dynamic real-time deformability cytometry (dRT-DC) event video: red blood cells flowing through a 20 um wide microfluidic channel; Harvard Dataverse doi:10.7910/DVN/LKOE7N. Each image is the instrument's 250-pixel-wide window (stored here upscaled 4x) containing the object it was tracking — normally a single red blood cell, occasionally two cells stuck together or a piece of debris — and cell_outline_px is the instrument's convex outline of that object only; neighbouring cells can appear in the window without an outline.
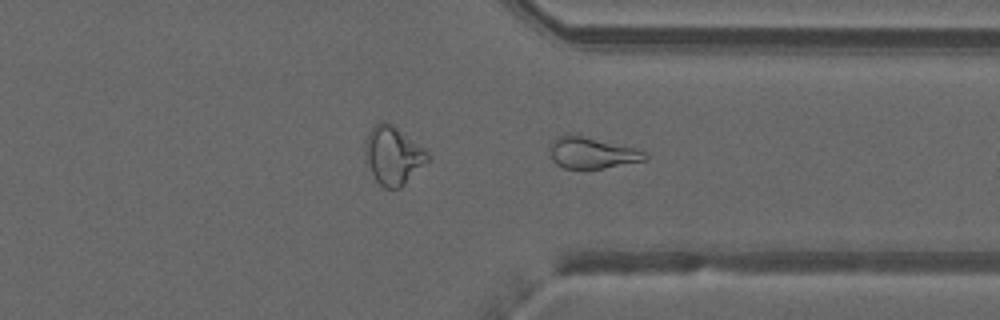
{"species": "common noctule bat (a hibernating species)", "species_latin": "Nyctalus noctula", "temperature_condition": "warm", "stored_images_in_passage": 42, "camera_frame_rate_fps": 3000, "um_per_image_px": 0.085, "animal": {"sex": "male", "forearm_length_mm": 52.5}, "frame": {"image": 1, "passage_image": 30, "time_ms": 9.667, "image_size_px": [1000, 320], "cell_outline_px": [[648, 160], [604, 168], [564, 168], [556, 164], [552, 160], [548, 148], [548, 144], [556, 136], [572, 132], [580, 132], [636, 148], [644, 152], [648, 156]], "centroid_in_image_um": [50.28, 12.92], "position_along_channel_um": 361.1, "area_um2": 18.44}, "authors_computed_cell_mechanics": {"area_um2": 19.7098, "velocity_mm_per_s": 4.043, "shape_relaxation_time_tau1_ms": null, "shape_relaxation_time_tau2_ms": 2.4717, "deformation_change_tau1": null, "deformation_change_tau2": 0.1186}}